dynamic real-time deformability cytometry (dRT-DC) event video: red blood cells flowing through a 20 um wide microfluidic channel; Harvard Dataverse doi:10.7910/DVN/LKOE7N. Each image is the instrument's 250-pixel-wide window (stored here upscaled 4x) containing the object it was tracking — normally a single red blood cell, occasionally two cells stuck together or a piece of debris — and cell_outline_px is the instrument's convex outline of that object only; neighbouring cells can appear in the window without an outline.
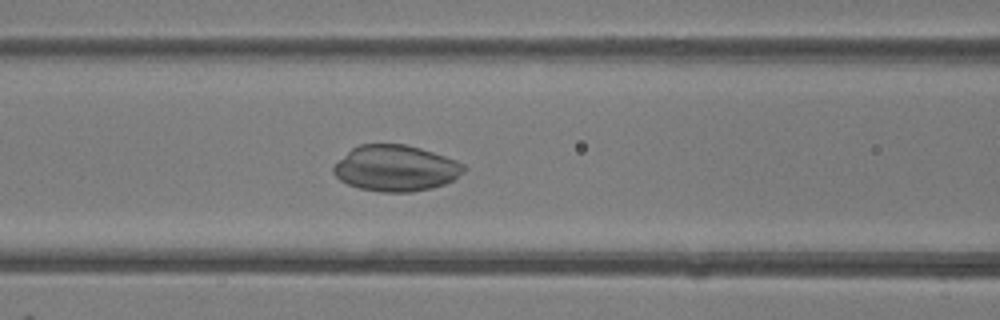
{"species": "common noctule bat (a hibernating species)", "species_latin": "Nyctalus noctula", "temperature_condition": "room temperature", "stored_images_in_passage": 30, "camera_frame_rate_fps": 3000, "um_per_image_px": 0.085, "animal": {"sex": "female"}, "frame": {"image": 1, "passage_image": 11, "time_ms": 3.333, "image_size_px": [1000, 320], "cell_outline_px": [[468, 168], [464, 172], [452, 180], [444, 184], [432, 188], [412, 192], [380, 192], [360, 188], [348, 184], [340, 180], [332, 172], [332, 168], [352, 148], [360, 144], [404, 144], [420, 148], [456, 160], [464, 164]], "centroid_in_image_um": [33.65, 14.3], "position_along_channel_um": 132.9, "area_um2": 34.8}}
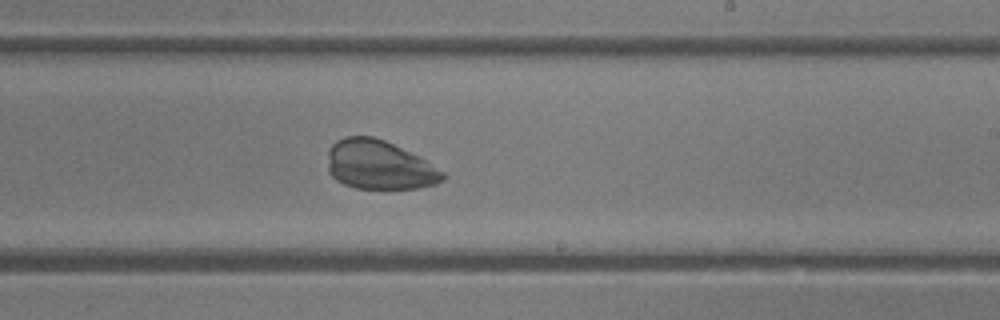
{"frame": {"image": 2, "passage_image": 20, "time_ms": 6.333, "image_size_px": [1000, 320], "cell_outline_px": [[448, 176], [444, 180], [436, 184], [416, 188], [356, 188], [344, 184], [336, 180], [328, 172], [328, 148], [336, 140], [344, 136], [372, 136], [384, 140], [420, 156], [444, 172]], "centroid_in_image_um": [32.24, 14.01], "position_along_channel_um": 256.8, "area_um2": 33.12}}
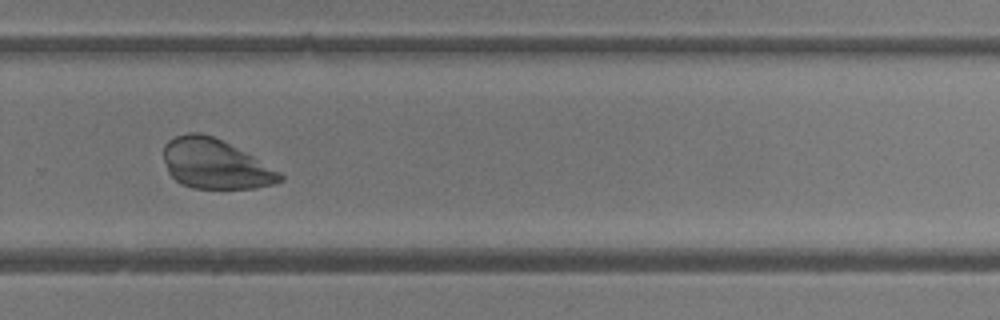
{"frame": {"image": 3, "passage_image": 24, "time_ms": 7.667, "image_size_px": [1000, 320], "cell_outline_px": [[284, 180], [272, 184], [256, 188], [192, 188], [180, 184], [168, 172], [164, 160], [164, 144], [168, 140], [176, 136], [188, 132], [200, 132], [212, 136], [252, 156], [280, 172], [284, 176]], "centroid_in_image_um": [18.26, 13.94], "position_along_channel_um": 311.5, "area_um2": 33.41}}